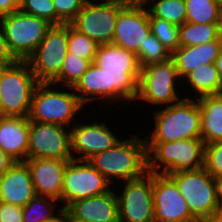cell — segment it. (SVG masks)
Segmentation results:
<instances>
[{
  "label": "cell",
  "mask_w": 222,
  "mask_h": 222,
  "mask_svg": "<svg viewBox=\"0 0 222 222\" xmlns=\"http://www.w3.org/2000/svg\"><path fill=\"white\" fill-rule=\"evenodd\" d=\"M205 222H222V208L215 211Z\"/></svg>",
  "instance_id": "43"
},
{
  "label": "cell",
  "mask_w": 222,
  "mask_h": 222,
  "mask_svg": "<svg viewBox=\"0 0 222 222\" xmlns=\"http://www.w3.org/2000/svg\"><path fill=\"white\" fill-rule=\"evenodd\" d=\"M181 82L184 98L198 99L202 96L217 95L222 91V79L215 63L203 64L195 68Z\"/></svg>",
  "instance_id": "24"
},
{
  "label": "cell",
  "mask_w": 222,
  "mask_h": 222,
  "mask_svg": "<svg viewBox=\"0 0 222 222\" xmlns=\"http://www.w3.org/2000/svg\"><path fill=\"white\" fill-rule=\"evenodd\" d=\"M21 12L46 19L56 25V11L53 0H21Z\"/></svg>",
  "instance_id": "34"
},
{
  "label": "cell",
  "mask_w": 222,
  "mask_h": 222,
  "mask_svg": "<svg viewBox=\"0 0 222 222\" xmlns=\"http://www.w3.org/2000/svg\"><path fill=\"white\" fill-rule=\"evenodd\" d=\"M38 84L27 61L0 68V100L3 116L28 117L33 91Z\"/></svg>",
  "instance_id": "7"
},
{
  "label": "cell",
  "mask_w": 222,
  "mask_h": 222,
  "mask_svg": "<svg viewBox=\"0 0 222 222\" xmlns=\"http://www.w3.org/2000/svg\"><path fill=\"white\" fill-rule=\"evenodd\" d=\"M68 47V24L52 25L26 60L38 83H52L60 74Z\"/></svg>",
  "instance_id": "10"
},
{
  "label": "cell",
  "mask_w": 222,
  "mask_h": 222,
  "mask_svg": "<svg viewBox=\"0 0 222 222\" xmlns=\"http://www.w3.org/2000/svg\"><path fill=\"white\" fill-rule=\"evenodd\" d=\"M151 33L172 53L179 47V26L149 13Z\"/></svg>",
  "instance_id": "33"
},
{
  "label": "cell",
  "mask_w": 222,
  "mask_h": 222,
  "mask_svg": "<svg viewBox=\"0 0 222 222\" xmlns=\"http://www.w3.org/2000/svg\"><path fill=\"white\" fill-rule=\"evenodd\" d=\"M21 0H0V17L20 9Z\"/></svg>",
  "instance_id": "39"
},
{
  "label": "cell",
  "mask_w": 222,
  "mask_h": 222,
  "mask_svg": "<svg viewBox=\"0 0 222 222\" xmlns=\"http://www.w3.org/2000/svg\"><path fill=\"white\" fill-rule=\"evenodd\" d=\"M93 63L105 69L107 73L109 108L112 107V103H118L119 106L121 102V105L125 104V102L126 105H131L132 102H135L141 72L135 53L113 43L101 44L98 47Z\"/></svg>",
  "instance_id": "1"
},
{
  "label": "cell",
  "mask_w": 222,
  "mask_h": 222,
  "mask_svg": "<svg viewBox=\"0 0 222 222\" xmlns=\"http://www.w3.org/2000/svg\"><path fill=\"white\" fill-rule=\"evenodd\" d=\"M27 158L71 161V129L58 124L30 121Z\"/></svg>",
  "instance_id": "13"
},
{
  "label": "cell",
  "mask_w": 222,
  "mask_h": 222,
  "mask_svg": "<svg viewBox=\"0 0 222 222\" xmlns=\"http://www.w3.org/2000/svg\"><path fill=\"white\" fill-rule=\"evenodd\" d=\"M168 176L176 183L192 215L201 222H205L220 208L216 200L214 177L204 167Z\"/></svg>",
  "instance_id": "9"
},
{
  "label": "cell",
  "mask_w": 222,
  "mask_h": 222,
  "mask_svg": "<svg viewBox=\"0 0 222 222\" xmlns=\"http://www.w3.org/2000/svg\"><path fill=\"white\" fill-rule=\"evenodd\" d=\"M3 116V112H2V104H1V100H0V117Z\"/></svg>",
  "instance_id": "49"
},
{
  "label": "cell",
  "mask_w": 222,
  "mask_h": 222,
  "mask_svg": "<svg viewBox=\"0 0 222 222\" xmlns=\"http://www.w3.org/2000/svg\"><path fill=\"white\" fill-rule=\"evenodd\" d=\"M181 81L173 58L146 65L141 68L135 102L155 109L174 105L183 98Z\"/></svg>",
  "instance_id": "6"
},
{
  "label": "cell",
  "mask_w": 222,
  "mask_h": 222,
  "mask_svg": "<svg viewBox=\"0 0 222 222\" xmlns=\"http://www.w3.org/2000/svg\"><path fill=\"white\" fill-rule=\"evenodd\" d=\"M153 222H201V221L199 219H188V220H178V221L155 219Z\"/></svg>",
  "instance_id": "47"
},
{
  "label": "cell",
  "mask_w": 222,
  "mask_h": 222,
  "mask_svg": "<svg viewBox=\"0 0 222 222\" xmlns=\"http://www.w3.org/2000/svg\"><path fill=\"white\" fill-rule=\"evenodd\" d=\"M154 127L144 136L146 142H173L201 137V115L197 99L182 98L174 105L154 109ZM155 110V111H154ZM158 110V111H157Z\"/></svg>",
  "instance_id": "3"
},
{
  "label": "cell",
  "mask_w": 222,
  "mask_h": 222,
  "mask_svg": "<svg viewBox=\"0 0 222 222\" xmlns=\"http://www.w3.org/2000/svg\"><path fill=\"white\" fill-rule=\"evenodd\" d=\"M150 33L146 6L124 7L119 11L112 43L138 56L140 46Z\"/></svg>",
  "instance_id": "17"
},
{
  "label": "cell",
  "mask_w": 222,
  "mask_h": 222,
  "mask_svg": "<svg viewBox=\"0 0 222 222\" xmlns=\"http://www.w3.org/2000/svg\"><path fill=\"white\" fill-rule=\"evenodd\" d=\"M214 63H215L216 69L218 70V73L220 74V77L222 79V48L219 52V55L215 59Z\"/></svg>",
  "instance_id": "44"
},
{
  "label": "cell",
  "mask_w": 222,
  "mask_h": 222,
  "mask_svg": "<svg viewBox=\"0 0 222 222\" xmlns=\"http://www.w3.org/2000/svg\"><path fill=\"white\" fill-rule=\"evenodd\" d=\"M0 222H23L22 207L0 201Z\"/></svg>",
  "instance_id": "37"
},
{
  "label": "cell",
  "mask_w": 222,
  "mask_h": 222,
  "mask_svg": "<svg viewBox=\"0 0 222 222\" xmlns=\"http://www.w3.org/2000/svg\"><path fill=\"white\" fill-rule=\"evenodd\" d=\"M22 209L23 222H43L56 216L63 208L56 199L36 195Z\"/></svg>",
  "instance_id": "29"
},
{
  "label": "cell",
  "mask_w": 222,
  "mask_h": 222,
  "mask_svg": "<svg viewBox=\"0 0 222 222\" xmlns=\"http://www.w3.org/2000/svg\"><path fill=\"white\" fill-rule=\"evenodd\" d=\"M9 50L18 61H26L52 27L46 19L14 11L0 17Z\"/></svg>",
  "instance_id": "8"
},
{
  "label": "cell",
  "mask_w": 222,
  "mask_h": 222,
  "mask_svg": "<svg viewBox=\"0 0 222 222\" xmlns=\"http://www.w3.org/2000/svg\"><path fill=\"white\" fill-rule=\"evenodd\" d=\"M131 133H134L132 137L123 139L120 136L122 140L111 149L99 152L88 159L112 186L117 185V181L136 179L148 172V149L145 137L142 135L141 138L139 132Z\"/></svg>",
  "instance_id": "2"
},
{
  "label": "cell",
  "mask_w": 222,
  "mask_h": 222,
  "mask_svg": "<svg viewBox=\"0 0 222 222\" xmlns=\"http://www.w3.org/2000/svg\"><path fill=\"white\" fill-rule=\"evenodd\" d=\"M220 23L197 24L185 22L179 26V46H197L220 38Z\"/></svg>",
  "instance_id": "26"
},
{
  "label": "cell",
  "mask_w": 222,
  "mask_h": 222,
  "mask_svg": "<svg viewBox=\"0 0 222 222\" xmlns=\"http://www.w3.org/2000/svg\"><path fill=\"white\" fill-rule=\"evenodd\" d=\"M113 187L103 194L76 200L65 210L85 222H119L118 201Z\"/></svg>",
  "instance_id": "19"
},
{
  "label": "cell",
  "mask_w": 222,
  "mask_h": 222,
  "mask_svg": "<svg viewBox=\"0 0 222 222\" xmlns=\"http://www.w3.org/2000/svg\"><path fill=\"white\" fill-rule=\"evenodd\" d=\"M201 115V139L205 144L222 141V95L197 99Z\"/></svg>",
  "instance_id": "25"
},
{
  "label": "cell",
  "mask_w": 222,
  "mask_h": 222,
  "mask_svg": "<svg viewBox=\"0 0 222 222\" xmlns=\"http://www.w3.org/2000/svg\"><path fill=\"white\" fill-rule=\"evenodd\" d=\"M219 29H220V38L222 39V14H221V19H220Z\"/></svg>",
  "instance_id": "48"
},
{
  "label": "cell",
  "mask_w": 222,
  "mask_h": 222,
  "mask_svg": "<svg viewBox=\"0 0 222 222\" xmlns=\"http://www.w3.org/2000/svg\"><path fill=\"white\" fill-rule=\"evenodd\" d=\"M87 0H53L56 11V25L70 24Z\"/></svg>",
  "instance_id": "36"
},
{
  "label": "cell",
  "mask_w": 222,
  "mask_h": 222,
  "mask_svg": "<svg viewBox=\"0 0 222 222\" xmlns=\"http://www.w3.org/2000/svg\"><path fill=\"white\" fill-rule=\"evenodd\" d=\"M138 62L140 67L149 64L164 62L172 58V52L168 50L152 33L146 37L144 45L138 50Z\"/></svg>",
  "instance_id": "31"
},
{
  "label": "cell",
  "mask_w": 222,
  "mask_h": 222,
  "mask_svg": "<svg viewBox=\"0 0 222 222\" xmlns=\"http://www.w3.org/2000/svg\"><path fill=\"white\" fill-rule=\"evenodd\" d=\"M18 60L9 50L6 38L4 36L2 26L0 24V68L16 63Z\"/></svg>",
  "instance_id": "38"
},
{
  "label": "cell",
  "mask_w": 222,
  "mask_h": 222,
  "mask_svg": "<svg viewBox=\"0 0 222 222\" xmlns=\"http://www.w3.org/2000/svg\"><path fill=\"white\" fill-rule=\"evenodd\" d=\"M43 222H63V209L56 216Z\"/></svg>",
  "instance_id": "46"
},
{
  "label": "cell",
  "mask_w": 222,
  "mask_h": 222,
  "mask_svg": "<svg viewBox=\"0 0 222 222\" xmlns=\"http://www.w3.org/2000/svg\"><path fill=\"white\" fill-rule=\"evenodd\" d=\"M112 184L88 160L72 159L64 172L61 205L108 192Z\"/></svg>",
  "instance_id": "12"
},
{
  "label": "cell",
  "mask_w": 222,
  "mask_h": 222,
  "mask_svg": "<svg viewBox=\"0 0 222 222\" xmlns=\"http://www.w3.org/2000/svg\"><path fill=\"white\" fill-rule=\"evenodd\" d=\"M222 48V40H214L197 46H179L173 53L177 73L182 80L195 68L214 63Z\"/></svg>",
  "instance_id": "23"
},
{
  "label": "cell",
  "mask_w": 222,
  "mask_h": 222,
  "mask_svg": "<svg viewBox=\"0 0 222 222\" xmlns=\"http://www.w3.org/2000/svg\"><path fill=\"white\" fill-rule=\"evenodd\" d=\"M63 222H85V221L74 218L63 208Z\"/></svg>",
  "instance_id": "45"
},
{
  "label": "cell",
  "mask_w": 222,
  "mask_h": 222,
  "mask_svg": "<svg viewBox=\"0 0 222 222\" xmlns=\"http://www.w3.org/2000/svg\"><path fill=\"white\" fill-rule=\"evenodd\" d=\"M87 110L73 87L38 83L33 91L28 115L30 121L52 123L71 128ZM79 114V115H78Z\"/></svg>",
  "instance_id": "4"
},
{
  "label": "cell",
  "mask_w": 222,
  "mask_h": 222,
  "mask_svg": "<svg viewBox=\"0 0 222 222\" xmlns=\"http://www.w3.org/2000/svg\"><path fill=\"white\" fill-rule=\"evenodd\" d=\"M36 196L30 170L25 162H14L0 177V201L24 207Z\"/></svg>",
  "instance_id": "20"
},
{
  "label": "cell",
  "mask_w": 222,
  "mask_h": 222,
  "mask_svg": "<svg viewBox=\"0 0 222 222\" xmlns=\"http://www.w3.org/2000/svg\"><path fill=\"white\" fill-rule=\"evenodd\" d=\"M121 7L146 6L148 0H101Z\"/></svg>",
  "instance_id": "40"
},
{
  "label": "cell",
  "mask_w": 222,
  "mask_h": 222,
  "mask_svg": "<svg viewBox=\"0 0 222 222\" xmlns=\"http://www.w3.org/2000/svg\"><path fill=\"white\" fill-rule=\"evenodd\" d=\"M154 218L158 220H188L195 218L176 183L168 176L152 173Z\"/></svg>",
  "instance_id": "16"
},
{
  "label": "cell",
  "mask_w": 222,
  "mask_h": 222,
  "mask_svg": "<svg viewBox=\"0 0 222 222\" xmlns=\"http://www.w3.org/2000/svg\"><path fill=\"white\" fill-rule=\"evenodd\" d=\"M216 1L218 2L219 6H220L221 9H222V0H216Z\"/></svg>",
  "instance_id": "50"
},
{
  "label": "cell",
  "mask_w": 222,
  "mask_h": 222,
  "mask_svg": "<svg viewBox=\"0 0 222 222\" xmlns=\"http://www.w3.org/2000/svg\"><path fill=\"white\" fill-rule=\"evenodd\" d=\"M146 8L153 17L178 26L186 22L185 0H148Z\"/></svg>",
  "instance_id": "28"
},
{
  "label": "cell",
  "mask_w": 222,
  "mask_h": 222,
  "mask_svg": "<svg viewBox=\"0 0 222 222\" xmlns=\"http://www.w3.org/2000/svg\"><path fill=\"white\" fill-rule=\"evenodd\" d=\"M99 44L84 33L79 32L71 24H68L67 51L79 57L94 61Z\"/></svg>",
  "instance_id": "32"
},
{
  "label": "cell",
  "mask_w": 222,
  "mask_h": 222,
  "mask_svg": "<svg viewBox=\"0 0 222 222\" xmlns=\"http://www.w3.org/2000/svg\"><path fill=\"white\" fill-rule=\"evenodd\" d=\"M148 172L169 175L204 167L205 143L201 137L173 142H146Z\"/></svg>",
  "instance_id": "5"
},
{
  "label": "cell",
  "mask_w": 222,
  "mask_h": 222,
  "mask_svg": "<svg viewBox=\"0 0 222 222\" xmlns=\"http://www.w3.org/2000/svg\"><path fill=\"white\" fill-rule=\"evenodd\" d=\"M216 200L220 208H222V176L214 178Z\"/></svg>",
  "instance_id": "42"
},
{
  "label": "cell",
  "mask_w": 222,
  "mask_h": 222,
  "mask_svg": "<svg viewBox=\"0 0 222 222\" xmlns=\"http://www.w3.org/2000/svg\"><path fill=\"white\" fill-rule=\"evenodd\" d=\"M83 116H85L83 118ZM82 117V118H81ZM89 117L86 115L80 116L71 129V152L73 159L76 160H88L93 155L111 149L116 145L121 138L114 132L113 127H110L106 121L97 122L94 118L93 120H86ZM86 120V121H83Z\"/></svg>",
  "instance_id": "14"
},
{
  "label": "cell",
  "mask_w": 222,
  "mask_h": 222,
  "mask_svg": "<svg viewBox=\"0 0 222 222\" xmlns=\"http://www.w3.org/2000/svg\"><path fill=\"white\" fill-rule=\"evenodd\" d=\"M14 161L8 157L0 148V177L9 169Z\"/></svg>",
  "instance_id": "41"
},
{
  "label": "cell",
  "mask_w": 222,
  "mask_h": 222,
  "mask_svg": "<svg viewBox=\"0 0 222 222\" xmlns=\"http://www.w3.org/2000/svg\"><path fill=\"white\" fill-rule=\"evenodd\" d=\"M204 168L214 178L222 176V141L205 144Z\"/></svg>",
  "instance_id": "35"
},
{
  "label": "cell",
  "mask_w": 222,
  "mask_h": 222,
  "mask_svg": "<svg viewBox=\"0 0 222 222\" xmlns=\"http://www.w3.org/2000/svg\"><path fill=\"white\" fill-rule=\"evenodd\" d=\"M186 22L220 23L222 9L216 0H185Z\"/></svg>",
  "instance_id": "27"
},
{
  "label": "cell",
  "mask_w": 222,
  "mask_h": 222,
  "mask_svg": "<svg viewBox=\"0 0 222 222\" xmlns=\"http://www.w3.org/2000/svg\"><path fill=\"white\" fill-rule=\"evenodd\" d=\"M120 183L115 191L119 222H153L152 173Z\"/></svg>",
  "instance_id": "11"
},
{
  "label": "cell",
  "mask_w": 222,
  "mask_h": 222,
  "mask_svg": "<svg viewBox=\"0 0 222 222\" xmlns=\"http://www.w3.org/2000/svg\"><path fill=\"white\" fill-rule=\"evenodd\" d=\"M122 8L101 0H87L70 24L99 45L112 43Z\"/></svg>",
  "instance_id": "15"
},
{
  "label": "cell",
  "mask_w": 222,
  "mask_h": 222,
  "mask_svg": "<svg viewBox=\"0 0 222 222\" xmlns=\"http://www.w3.org/2000/svg\"><path fill=\"white\" fill-rule=\"evenodd\" d=\"M91 61L67 52L59 76L52 82L58 86L74 87L84 72L91 65Z\"/></svg>",
  "instance_id": "30"
},
{
  "label": "cell",
  "mask_w": 222,
  "mask_h": 222,
  "mask_svg": "<svg viewBox=\"0 0 222 222\" xmlns=\"http://www.w3.org/2000/svg\"><path fill=\"white\" fill-rule=\"evenodd\" d=\"M36 195L61 202L64 172L69 161L49 158H27Z\"/></svg>",
  "instance_id": "18"
},
{
  "label": "cell",
  "mask_w": 222,
  "mask_h": 222,
  "mask_svg": "<svg viewBox=\"0 0 222 222\" xmlns=\"http://www.w3.org/2000/svg\"><path fill=\"white\" fill-rule=\"evenodd\" d=\"M29 126L28 117H0V148L14 162L27 159Z\"/></svg>",
  "instance_id": "21"
},
{
  "label": "cell",
  "mask_w": 222,
  "mask_h": 222,
  "mask_svg": "<svg viewBox=\"0 0 222 222\" xmlns=\"http://www.w3.org/2000/svg\"><path fill=\"white\" fill-rule=\"evenodd\" d=\"M81 104L87 107L97 105L101 108L100 103L109 105V87L108 78L105 69L95 65L93 62L84 72L81 79L73 87ZM93 100L96 104L92 103ZM100 100V101H98Z\"/></svg>",
  "instance_id": "22"
}]
</instances>
